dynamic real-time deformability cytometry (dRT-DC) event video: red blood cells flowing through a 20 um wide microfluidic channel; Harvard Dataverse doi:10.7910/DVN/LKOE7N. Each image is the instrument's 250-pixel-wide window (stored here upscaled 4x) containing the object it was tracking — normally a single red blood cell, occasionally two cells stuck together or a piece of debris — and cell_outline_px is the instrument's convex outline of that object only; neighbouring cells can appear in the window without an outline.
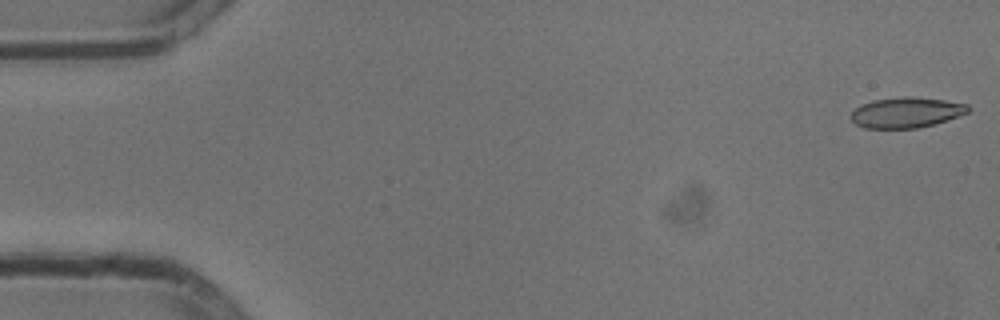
{"species": "common noctule bat (a hibernating species)", "species_latin": "Nyctalus noctula", "temperature_condition": "cold", "stored_images_in_passage": 54, "camera_frame_rate_fps": 3000, "um_per_image_px": 0.085, "animal": {"sex": "male", "body_mass_g": 13.3}, "frame": {"image": 1, "passage_image": 1, "time_ms": 0.0, "image_size_px": [1000, 320], "cell_outline_px": [[972, 108], [968, 112], [960, 116], [932, 124], [916, 128], [864, 128], [856, 124], [852, 120], [852, 112], [856, 108], [872, 100], [904, 96], [912, 96], [944, 100], [968, 104]], "centroid_in_image_um": [77.07, 9.55], "position_along_channel_um": 7.9, "area_um2": 20.69}}
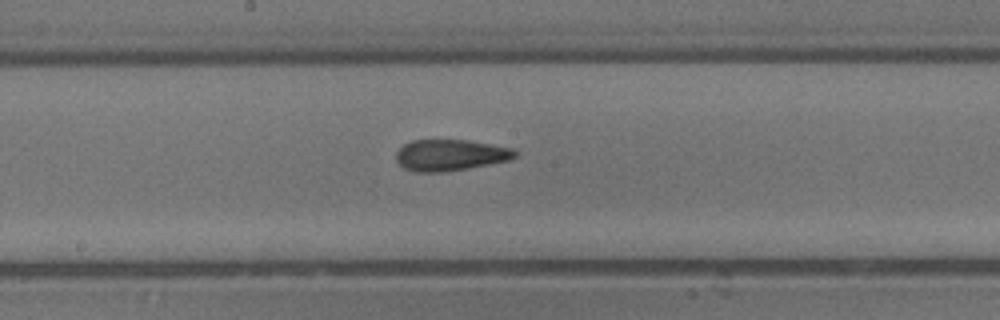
{"frame": {"image": 2, "passage_image": 28, "time_ms": 9.0, "image_size_px": [1000, 320], "cell_outline_px": [[520, 152], [516, 156], [508, 160], [468, 168], [440, 172], [416, 172], [404, 168], [396, 160], [396, 152], [404, 144], [412, 140], [468, 140], [512, 148]], "centroid_in_image_um": [38.27, 13.18], "position_along_channel_um": 209.9, "area_um2": 21.56}}
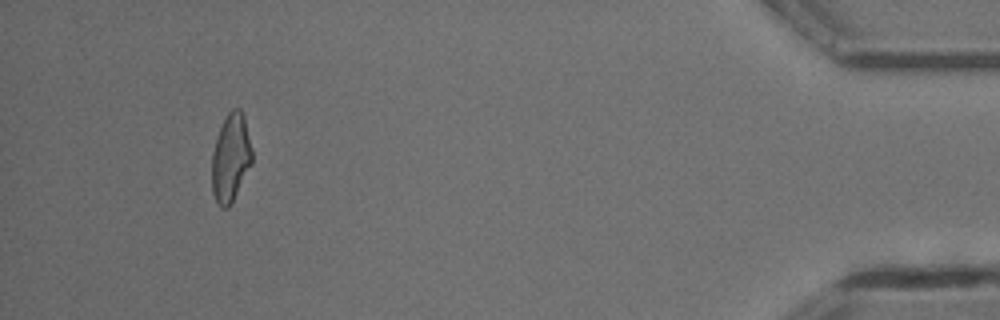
{"frame": {"image": 3, "passage_image": 50, "time_ms": 16.333, "image_size_px": [1000, 320], "cell_outline_px": [[252, 164], [228, 208], [220, 208], [212, 192], [212, 152], [216, 136], [228, 112], [232, 108], [240, 108], [244, 116], [252, 148]], "centroid_in_image_um": [19.61, 13.4], "position_along_channel_um": 415.6, "area_um2": 20.63}, "authors_computed_cell_mechanics": {"area_um2": 21.3571, "velocity_mm_per_s": 3.7947, "shape_relaxation_time_tau1_ms": 7.559, "shape_relaxation_time_tau2_ms": 2.3345, "deformation_change_tau1": 0.1794, "deformation_change_tau2": 0.0868}}